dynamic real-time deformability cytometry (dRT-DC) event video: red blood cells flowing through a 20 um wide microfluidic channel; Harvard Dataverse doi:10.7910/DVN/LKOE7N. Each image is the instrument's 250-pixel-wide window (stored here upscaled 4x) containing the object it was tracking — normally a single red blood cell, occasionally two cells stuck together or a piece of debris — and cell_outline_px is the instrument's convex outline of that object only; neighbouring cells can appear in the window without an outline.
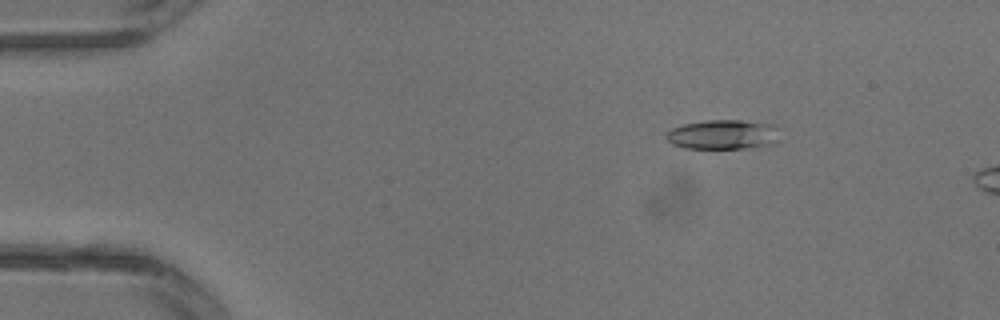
{"species": "common noctule bat (a hibernating species)", "species_latin": "Nyctalus noctula", "temperature_condition": "warm", "stored_images_in_passage": 3, "camera_frame_rate_fps": 3000, "um_per_image_px": 0.085, "animal": {"sex": "male", "body_mass_g": 13.3}, "frame": {"image": 1, "passage_image": 2, "time_ms": 0.333, "image_size_px": [1000, 320], "cell_outline_px": [[784, 140], [776, 144], [744, 148], [684, 148], [672, 144], [664, 136], [672, 128], [684, 124], [704, 120], [740, 120], [776, 124]], "centroid_in_image_um": [61.58, 11.43], "position_along_channel_um": 23.4, "area_um2": 20.11}}